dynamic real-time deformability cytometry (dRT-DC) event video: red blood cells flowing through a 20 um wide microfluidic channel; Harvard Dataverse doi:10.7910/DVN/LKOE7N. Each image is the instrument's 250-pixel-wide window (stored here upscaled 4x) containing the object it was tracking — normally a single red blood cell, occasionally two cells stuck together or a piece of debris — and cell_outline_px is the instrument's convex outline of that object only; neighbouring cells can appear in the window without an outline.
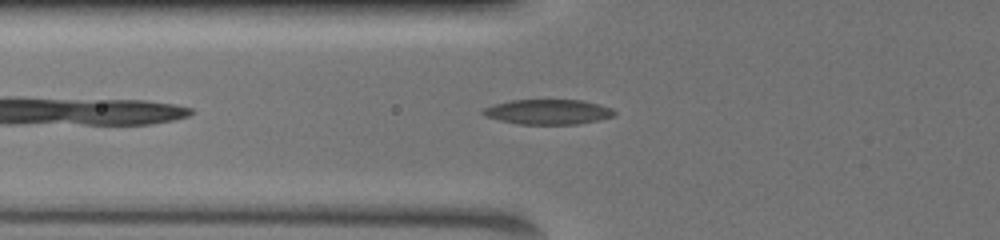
{"species": "common noctule bat (a hibernating species)", "species_latin": "Nyctalus noctula", "temperature_condition": "warm", "stored_images_in_passage": 41, "camera_frame_rate_fps": 3000, "um_per_image_px": 0.085, "animal": {"sex": "female", "body_mass_g": 19.5, "forearm_length_mm": 54.1}, "frame": {"image": 1, "passage_image": 5, "time_ms": 1.333, "image_size_px": [1000, 240], "cell_outline_px": [[616, 112], [612, 116], [600, 120], [580, 124], [520, 124], [500, 120], [484, 116], [480, 112], [484, 108], [492, 104], [508, 100], [580, 100], [600, 104], [612, 108]], "centroid_in_image_um": [46.57, 9.5], "position_along_channel_um": 79.2, "area_um2": 19.25}}
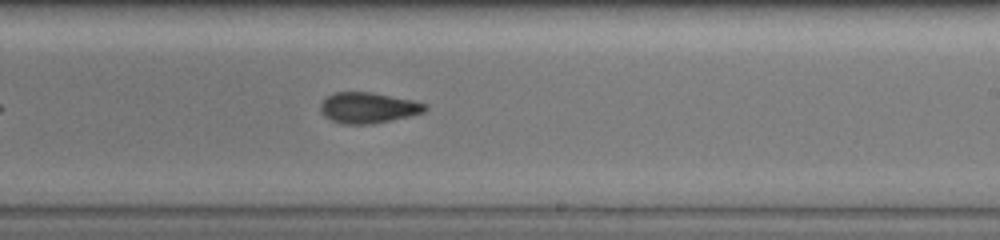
{"frame": {"image": 2, "passage_image": 20, "time_ms": 6.333, "image_size_px": [1000, 240], "cell_outline_px": [[428, 108], [424, 112], [392, 120], [372, 124], [344, 124], [332, 120], [324, 116], [320, 112], [320, 104], [328, 96], [336, 92], [372, 92], [412, 100], [428, 104]], "centroid_in_image_um": [31.3, 9.16], "position_along_channel_um": 257.7, "area_um2": 18.73}}
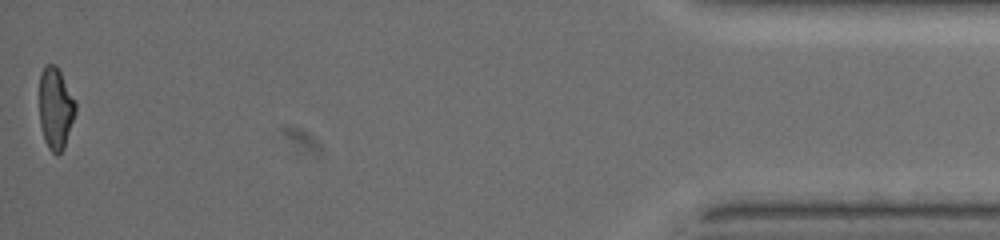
{"frame": {"image": 3, "passage_image": 41, "time_ms": 13.333, "image_size_px": [1000, 240], "cell_outline_px": [[76, 112], [64, 148], [56, 156], [48, 148], [44, 140], [40, 124], [40, 72], [48, 64], [56, 64], [76, 104]], "centroid_in_image_um": [4.72, 9.24], "position_along_channel_um": 430.5, "area_um2": 17.05}, "authors_computed_cell_mechanics": {"area_um2": 18.6694, "velocity_mm_per_s": 3.5823, "shape_relaxation_time_tau1_ms": null, "shape_relaxation_time_tau2_ms": 2.0083, "deformation_change_tau1": null, "deformation_change_tau2": 0.0858}}